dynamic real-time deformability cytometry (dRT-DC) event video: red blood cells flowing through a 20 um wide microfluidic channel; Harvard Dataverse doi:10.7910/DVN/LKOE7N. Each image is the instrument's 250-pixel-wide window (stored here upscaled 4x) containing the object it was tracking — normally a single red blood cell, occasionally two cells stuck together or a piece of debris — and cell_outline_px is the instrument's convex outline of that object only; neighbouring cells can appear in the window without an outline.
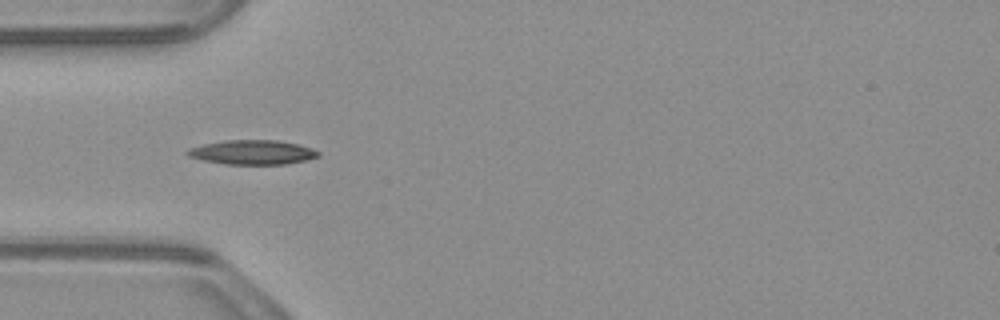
{"species": "common noctule bat (a hibernating species)", "species_latin": "Nyctalus noctula", "temperature_condition": "warm", "stored_images_in_passage": 3, "camera_frame_rate_fps": 3000, "um_per_image_px": 0.085, "animal": {"sex": "male", "body_mass_g": 23.1, "forearm_length_mm": 52.7}, "frame": {"image": 1, "passage_image": 1, "time_ms": 0.0, "image_size_px": [1000, 320], "cell_outline_px": [[320, 156], [308, 160], [284, 164], [224, 164], [204, 160], [188, 156], [184, 152], [188, 148], [204, 144], [224, 140], [276, 140], [296, 144], [312, 148], [320, 152]], "centroid_in_image_um": [21.45, 12.94], "position_along_channel_um": 63.5, "area_um2": 18.61}}